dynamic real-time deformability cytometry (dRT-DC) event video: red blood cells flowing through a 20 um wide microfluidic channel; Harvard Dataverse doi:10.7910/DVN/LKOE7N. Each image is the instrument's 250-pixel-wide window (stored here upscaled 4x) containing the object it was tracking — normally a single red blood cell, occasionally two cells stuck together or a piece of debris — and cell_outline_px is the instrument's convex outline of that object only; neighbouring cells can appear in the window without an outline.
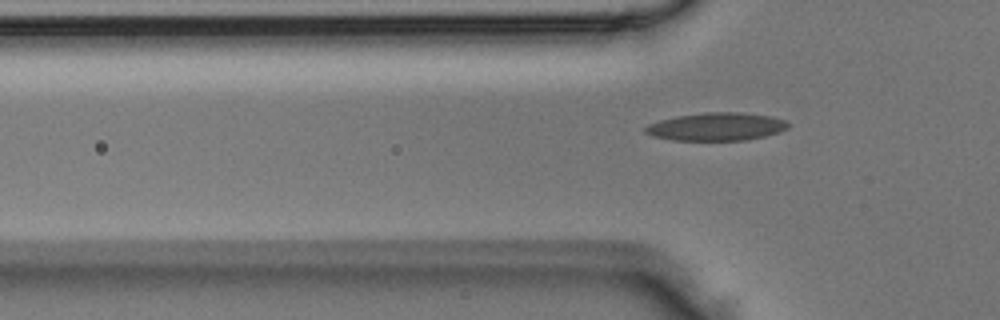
{"species": "Egyptian fruit bat (a non-hibernating species)", "species_latin": "Rousettus aegyptiacus", "temperature_condition": "room temperature", "stored_images_in_passage": 3, "camera_frame_rate_fps": 3000, "um_per_image_px": 0.085, "animal": {"sex": "male"}, "frame": {"image": 1, "passage_image": 3, "time_ms": 0.667, "image_size_px": [1000, 320], "cell_outline_px": [[788, 128], [780, 132], [764, 136], [744, 140], [672, 140], [652, 136], [644, 132], [644, 128], [648, 124], [660, 120], [676, 116], [704, 112], [736, 112], [768, 116], [784, 120], [788, 124]], "centroid_in_image_um": [60.85, 10.77], "position_along_channel_um": 65.0, "area_um2": 23.12}}